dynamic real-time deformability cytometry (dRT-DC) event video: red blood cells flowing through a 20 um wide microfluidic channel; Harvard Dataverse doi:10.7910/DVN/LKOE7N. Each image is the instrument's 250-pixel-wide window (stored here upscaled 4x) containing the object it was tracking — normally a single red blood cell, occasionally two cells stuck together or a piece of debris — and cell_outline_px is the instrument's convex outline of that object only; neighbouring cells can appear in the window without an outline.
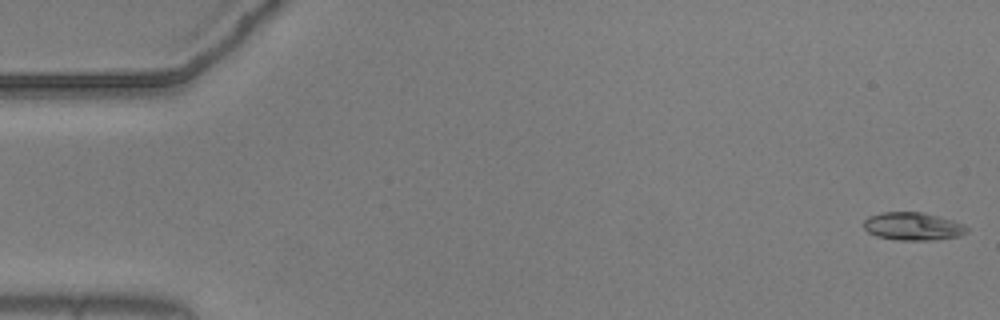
{"species": "common noctule bat (a hibernating species)", "species_latin": "Nyctalus noctula", "temperature_condition": "warm", "stored_images_in_passage": 31, "camera_frame_rate_fps": 3000, "um_per_image_px": 0.085, "animal": {"sex": "male", "body_mass_g": 20.5, "forearm_length_mm": 52.5}, "frame": {"image": 1, "passage_image": 1, "time_ms": 0.0, "image_size_px": [1000, 320], "cell_outline_px": [[968, 232], [960, 236], [936, 240], [896, 240], [876, 236], [868, 232], [864, 228], [864, 220], [868, 216], [884, 212], [924, 212], [940, 216], [964, 224], [968, 228]], "centroid_in_image_um": [77.62, 19.24], "position_along_channel_um": 7.4, "area_um2": 16.99}}
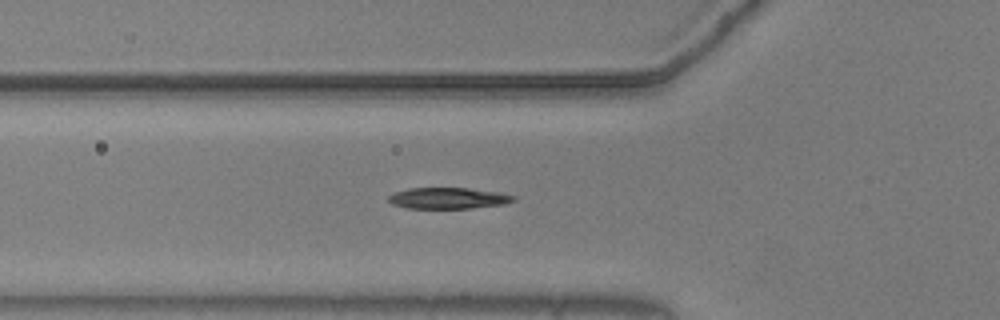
{"frame": {"image": 2, "passage_image": 19, "time_ms": 6.0, "image_size_px": [1000, 320], "cell_outline_px": [[516, 200], [504, 204], [472, 208], [408, 208], [392, 204], [388, 200], [388, 196], [392, 192], [408, 188], [468, 188], [500, 192], [516, 196]], "centroid_in_image_um": [38.09, 16.84], "position_along_channel_um": 87.7, "area_um2": 15.55}}
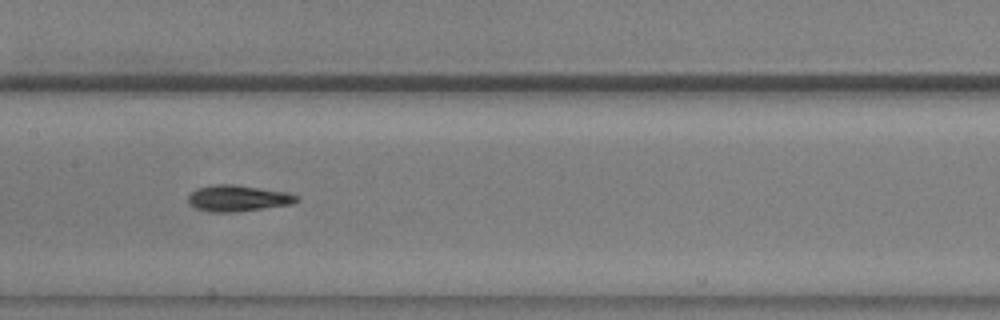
{"frame": {"image": 3, "passage_image": 27, "time_ms": 8.667, "image_size_px": [1000, 320], "cell_outline_px": [[300, 200], [292, 204], [232, 212], [212, 212], [196, 208], [188, 204], [188, 196], [196, 188], [212, 184], [236, 184], [288, 192], [300, 196]], "centroid_in_image_um": [20.23, 16.83], "position_along_channel_um": 187.2, "area_um2": 16.7}}